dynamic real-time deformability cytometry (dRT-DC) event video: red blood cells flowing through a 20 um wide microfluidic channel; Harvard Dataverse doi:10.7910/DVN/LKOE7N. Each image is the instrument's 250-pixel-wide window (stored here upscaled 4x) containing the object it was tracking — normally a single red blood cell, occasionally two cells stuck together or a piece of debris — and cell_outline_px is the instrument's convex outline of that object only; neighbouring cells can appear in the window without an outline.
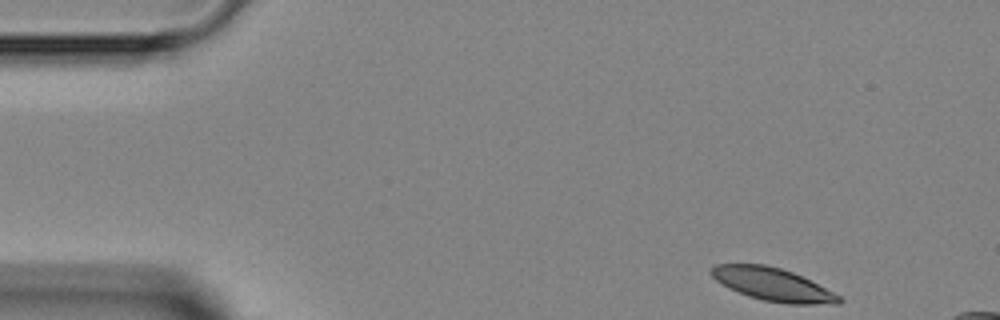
{"species": "Egyptian fruit bat (a non-hibernating species)", "species_latin": "Rousettus aegyptiacus", "temperature_condition": "room temperature", "stored_images_in_passage": 4, "camera_frame_rate_fps": 3000, "um_per_image_px": 0.085, "animal": {"sex": "female"}, "frame": {"image": 1, "passage_image": 1, "time_ms": 0.0, "image_size_px": [1000, 320], "cell_outline_px": [[844, 300], [840, 304], [788, 304], [764, 300], [748, 296], [728, 288], [716, 280], [708, 272], [716, 264], [764, 264], [780, 268], [792, 272], [840, 296]], "centroid_in_image_um": [65.65, 24.18], "position_along_channel_um": 19.3, "area_um2": 24.22}}